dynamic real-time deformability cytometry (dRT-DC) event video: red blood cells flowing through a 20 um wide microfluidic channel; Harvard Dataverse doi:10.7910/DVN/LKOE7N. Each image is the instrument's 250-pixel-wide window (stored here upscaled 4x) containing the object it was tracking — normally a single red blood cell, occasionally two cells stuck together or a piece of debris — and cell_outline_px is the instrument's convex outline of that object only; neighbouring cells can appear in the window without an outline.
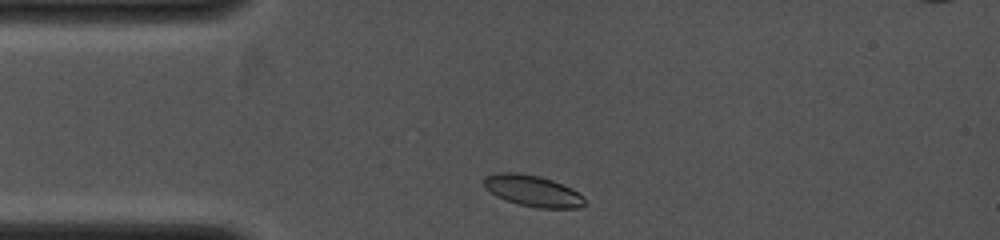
{"species": "common noctule bat (a hibernating species)", "species_latin": "Nyctalus noctula", "temperature_condition": "cold", "stored_images_in_passage": 22, "camera_frame_rate_fps": 4000, "um_per_image_px": 0.085, "animal": {"sex": "female", "body_mass_g": 19.0, "forearm_length_mm": 53.3}, "frame": {"image": 1, "passage_image": 1, "time_ms": 0.0, "image_size_px": [1000, 240], "cell_outline_px": [[584, 204], [580, 208], [540, 208], [520, 204], [496, 196], [484, 188], [484, 176], [496, 172], [516, 172], [540, 176], [552, 180], [572, 188], [584, 196]], "centroid_in_image_um": [45.27, 16.21], "position_along_channel_um": 39.7, "area_um2": 18.38}}
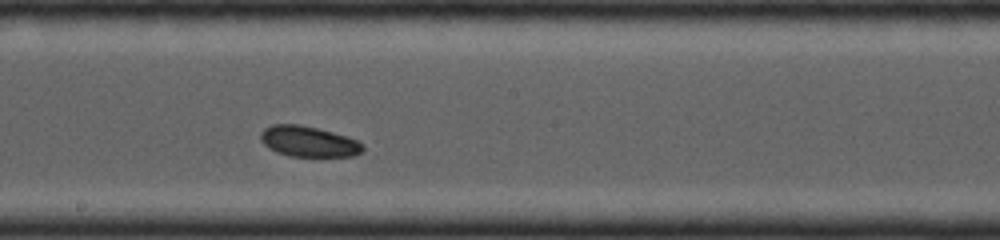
{"frame": {"image": 2, "passage_image": 14, "time_ms": 4.25, "image_size_px": [1000, 240], "cell_outline_px": [[364, 148], [356, 156], [288, 156], [276, 152], [268, 148], [260, 140], [260, 132], [264, 128], [272, 124], [300, 124], [348, 136], [364, 144]], "centroid_in_image_um": [26.2, 12.02], "position_along_channel_um": 222.0, "area_um2": 18.38}}
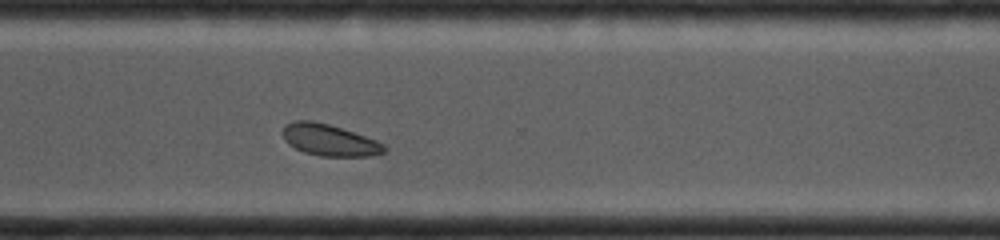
{"frame": {"image": 3, "passage_image": 22, "time_ms": 6.75, "image_size_px": [1000, 240], "cell_outline_px": [[388, 148], [384, 152], [372, 156], [320, 156], [304, 152], [288, 144], [284, 140], [280, 132], [284, 124], [296, 120], [312, 120], [328, 124], [376, 140], [384, 144]], "centroid_in_image_um": [27.95, 11.9], "position_along_channel_um": 342.7, "area_um2": 18.79}}